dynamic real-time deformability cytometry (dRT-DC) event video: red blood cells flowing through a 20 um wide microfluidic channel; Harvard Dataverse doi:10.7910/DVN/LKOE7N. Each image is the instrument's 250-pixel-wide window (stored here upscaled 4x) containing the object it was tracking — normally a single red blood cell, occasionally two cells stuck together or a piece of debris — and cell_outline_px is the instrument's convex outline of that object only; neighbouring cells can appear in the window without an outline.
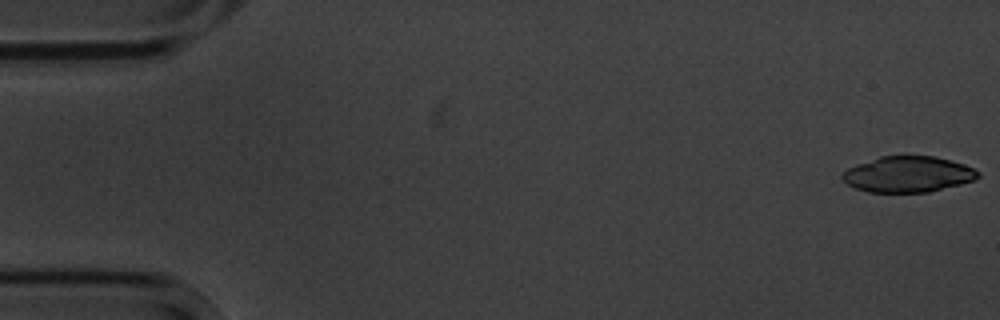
{"species": "common noctule bat (a hibernating species)", "species_latin": "Nyctalus noctula", "temperature_condition": "cold", "stored_images_in_passage": 8, "camera_frame_rate_fps": 3000, "um_per_image_px": 0.085, "animal": {"sex": "male", "body_mass_g": 20.1, "forearm_length_mm": 53.5}, "frame": {"image": 1, "passage_image": 1, "time_ms": 0.0, "image_size_px": [1000, 320], "cell_outline_px": [[980, 176], [972, 180], [960, 184], [928, 192], [868, 192], [856, 188], [840, 180], [840, 176], [848, 168], [856, 164], [880, 156], [936, 156], [952, 160], [964, 164], [980, 172]], "centroid_in_image_um": [77.15, 14.81], "position_along_channel_um": 7.8, "area_um2": 28.38}}